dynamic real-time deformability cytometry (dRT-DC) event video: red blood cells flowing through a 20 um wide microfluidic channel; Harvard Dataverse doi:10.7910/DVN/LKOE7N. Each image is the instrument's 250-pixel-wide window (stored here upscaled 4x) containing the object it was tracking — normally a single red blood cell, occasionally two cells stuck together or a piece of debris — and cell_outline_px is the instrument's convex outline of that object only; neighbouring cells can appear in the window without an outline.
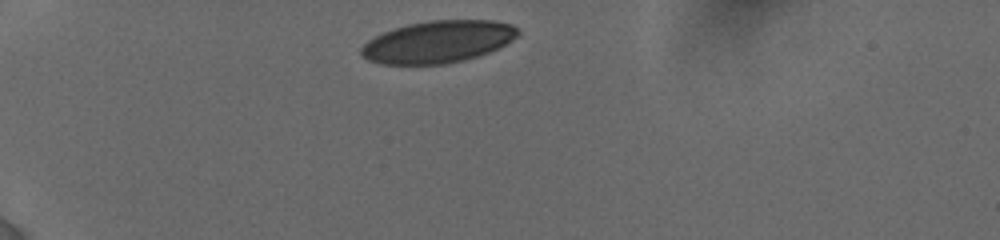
{"species": "human", "species_latin": "Homo sapiens", "temperature_condition": "cold", "stored_images_in_passage": 3, "camera_frame_rate_fps": 3000, "um_per_image_px": 0.085, "donor": {"sex": "female"}, "frame": {"image": 1, "passage_image": 1, "time_ms": 0.0, "image_size_px": [1000, 240], "cell_outline_px": [[520, 32], [512, 40], [488, 52], [464, 60], [448, 64], [380, 64], [368, 60], [360, 56], [360, 48], [368, 40], [384, 32], [408, 24], [428, 20], [492, 20], [512, 24]], "centroid_in_image_um": [37.2, 3.55], "position_along_channel_um": 47.8, "area_um2": 38.32}}
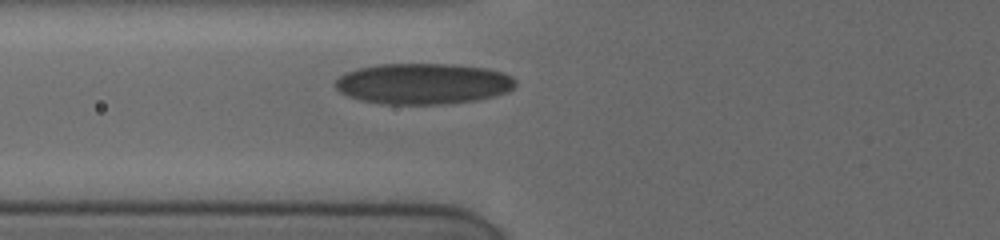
{"frame": {"image": 2, "passage_image": 3, "time_ms": 2.333, "image_size_px": [1000, 240], "cell_outline_px": [[516, 84], [508, 92], [496, 96], [476, 100], [440, 104], [384, 104], [360, 100], [348, 96], [340, 92], [336, 88], [336, 80], [344, 72], [356, 68], [376, 64], [456, 64], [488, 68], [504, 72], [512, 76], [516, 80]], "centroid_in_image_um": [35.98, 7.1], "position_along_channel_um": 89.8, "area_um2": 43.35}}